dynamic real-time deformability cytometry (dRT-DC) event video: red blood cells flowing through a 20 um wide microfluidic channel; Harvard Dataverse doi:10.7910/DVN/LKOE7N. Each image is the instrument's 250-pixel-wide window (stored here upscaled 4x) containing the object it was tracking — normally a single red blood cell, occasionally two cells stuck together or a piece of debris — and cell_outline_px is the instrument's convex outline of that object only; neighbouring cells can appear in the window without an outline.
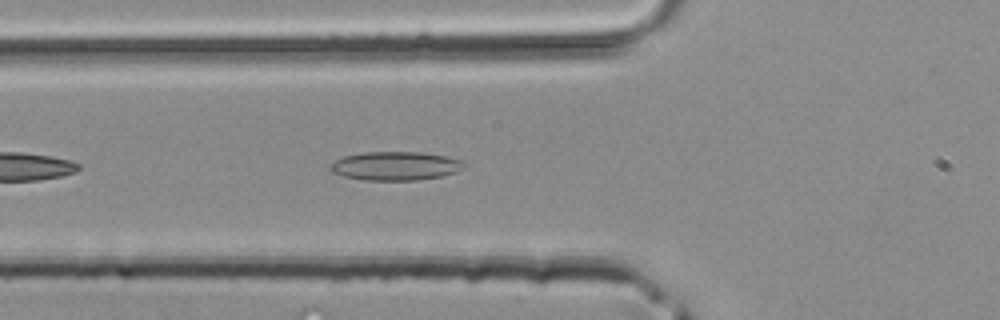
{"species": "common noctule bat (a hibernating species)", "species_latin": "Nyctalus noctula", "temperature_condition": "room temperature", "stored_images_in_passage": 31, "camera_frame_rate_fps": 3000, "um_per_image_px": 0.085, "animal": {"sex": "male", "body_mass_g": 20.4}, "frame": {"image": 1, "passage_image": 4, "time_ms": 1.0, "image_size_px": [1000, 320], "cell_outline_px": [[468, 164], [456, 172], [444, 176], [416, 180], [364, 180], [344, 176], [332, 172], [328, 168], [336, 160], [344, 156], [364, 152], [420, 152], [448, 156], [464, 160]], "centroid_in_image_um": [33.67, 14.1], "position_along_channel_um": 92.1, "area_um2": 22.54}}
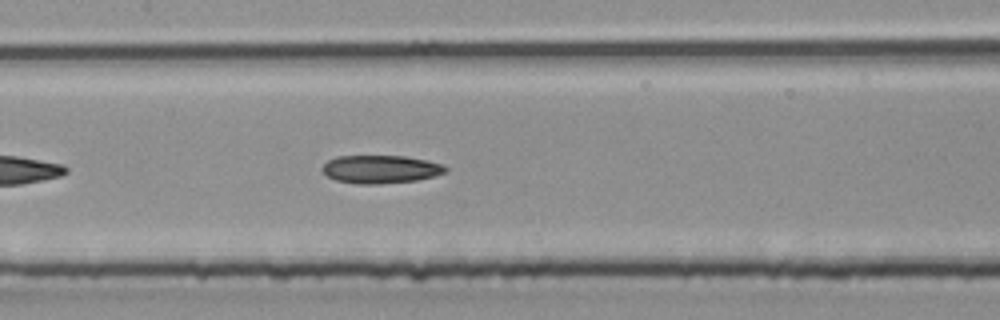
{"frame": {"image": 2, "passage_image": 9, "time_ms": 2.667, "image_size_px": [1000, 320], "cell_outline_px": [[448, 168], [444, 172], [436, 176], [416, 180], [380, 184], [356, 184], [336, 180], [328, 176], [320, 168], [328, 160], [336, 156], [404, 156], [428, 160], [444, 164]], "centroid_in_image_um": [32.36, 14.38], "position_along_channel_um": 175.0, "area_um2": 20.29}}
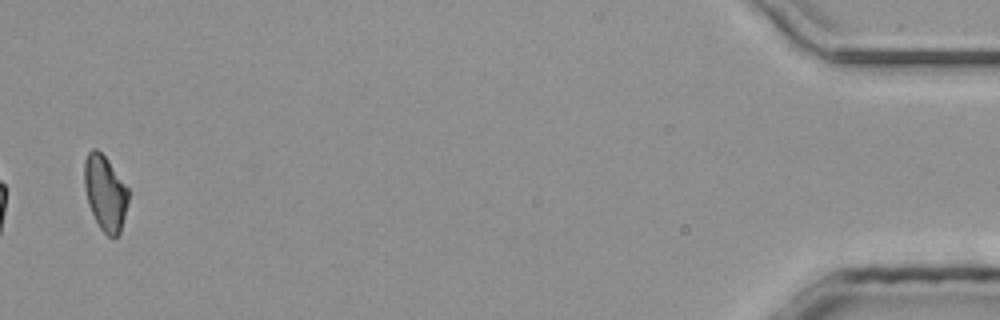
{"frame": {"image": 3, "passage_image": 30, "time_ms": 9.667, "image_size_px": [1000, 320], "cell_outline_px": [[128, 200], [120, 232], [116, 236], [108, 236], [100, 228], [88, 204], [84, 188], [84, 160], [88, 152], [92, 148], [96, 148], [108, 160], [128, 188]], "centroid_in_image_um": [8.92, 16.37], "position_along_channel_um": 426.3, "area_um2": 19.07}}